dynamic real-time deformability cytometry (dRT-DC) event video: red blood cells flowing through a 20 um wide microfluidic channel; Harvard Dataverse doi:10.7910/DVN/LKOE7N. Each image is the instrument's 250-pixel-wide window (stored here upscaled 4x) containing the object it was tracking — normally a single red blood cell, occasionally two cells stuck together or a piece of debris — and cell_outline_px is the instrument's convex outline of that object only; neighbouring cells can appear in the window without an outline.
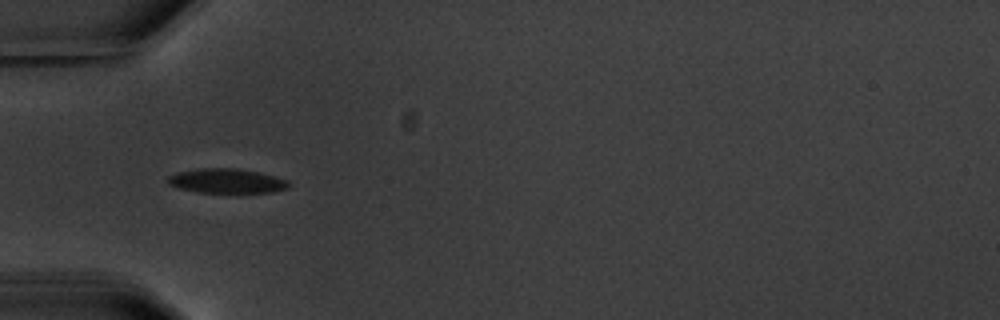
{"species": "common noctule bat (a hibernating species)", "species_latin": "Nyctalus noctula", "temperature_condition": "warm", "stored_images_in_passage": 5, "camera_frame_rate_fps": 3000, "um_per_image_px": 0.085, "animal": {"sex": "male", "body_mass_g": 20.1, "forearm_length_mm": 53.5}, "frame": {"image": 1, "passage_image": 5, "time_ms": 4.667, "image_size_px": [1000, 320], "cell_outline_px": [[288, 188], [272, 192], [196, 192], [180, 188], [168, 184], [168, 176], [176, 172], [196, 168], [236, 168], [260, 172], [288, 180]], "centroid_in_image_um": [19.24, 15.36], "position_along_channel_um": 65.8, "area_um2": 17.22}}